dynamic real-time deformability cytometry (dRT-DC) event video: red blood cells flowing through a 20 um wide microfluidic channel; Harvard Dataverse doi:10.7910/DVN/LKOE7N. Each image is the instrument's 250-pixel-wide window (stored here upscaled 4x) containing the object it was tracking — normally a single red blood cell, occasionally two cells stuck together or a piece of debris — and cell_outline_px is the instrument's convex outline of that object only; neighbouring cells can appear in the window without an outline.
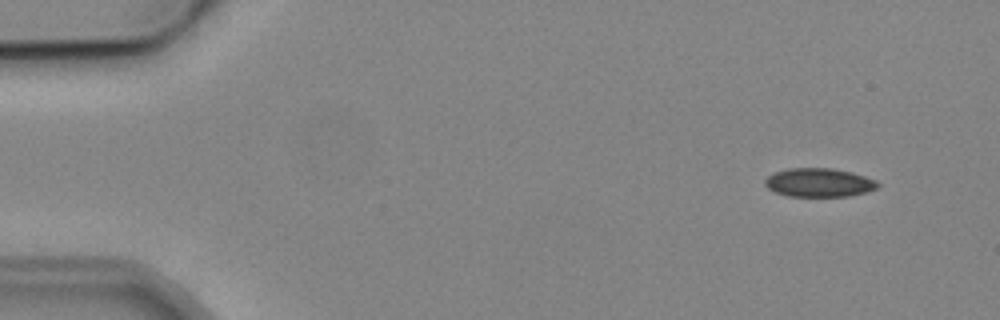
{"species": "common noctule bat (a hibernating species)", "species_latin": "Nyctalus noctula", "temperature_condition": "cold", "stored_images_in_passage": 6, "camera_frame_rate_fps": 3000, "um_per_image_px": 0.085, "animal": {"sex": "male", "body_mass_g": 19.2, "forearm_length_mm": 51.8}, "frame": {"image": 1, "passage_image": 1, "time_ms": 0.0, "image_size_px": [1000, 320], "cell_outline_px": [[880, 184], [876, 188], [868, 192], [848, 196], [788, 196], [776, 192], [768, 188], [764, 184], [764, 180], [768, 176], [776, 172], [788, 168], [832, 168], [852, 172], [876, 180]], "centroid_in_image_um": [69.63, 15.51], "position_along_channel_um": 15.4, "area_um2": 18.84}}